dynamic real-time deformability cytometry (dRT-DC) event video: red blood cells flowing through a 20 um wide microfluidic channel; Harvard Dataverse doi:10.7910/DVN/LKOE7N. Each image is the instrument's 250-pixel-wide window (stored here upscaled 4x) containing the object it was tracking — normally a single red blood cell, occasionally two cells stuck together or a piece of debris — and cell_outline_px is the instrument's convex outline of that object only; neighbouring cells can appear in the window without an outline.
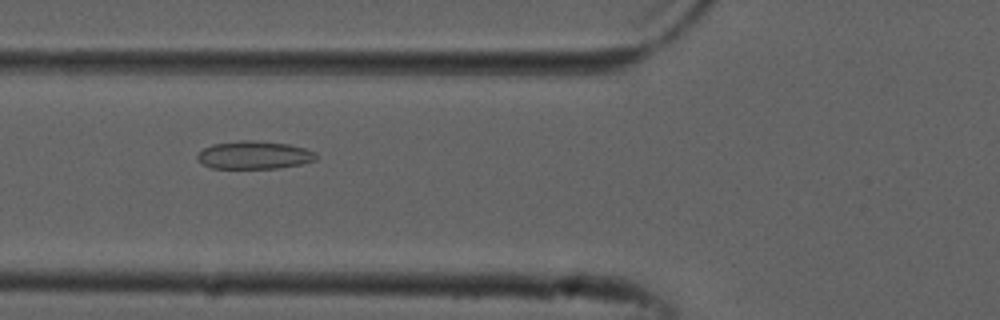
{"species": "common noctule bat (a hibernating species)", "species_latin": "Nyctalus noctula", "temperature_condition": "cold", "stored_images_in_passage": 53, "camera_frame_rate_fps": 3000, "um_per_image_px": 0.085, "animal": {"sex": "male", "forearm_length_mm": 52.5}, "frame": {"image": 1, "passage_image": 20, "time_ms": 6.333, "image_size_px": [1000, 320], "cell_outline_px": [[320, 156], [316, 160], [300, 164], [280, 168], [212, 168], [196, 160], [196, 156], [204, 148], [212, 144], [240, 140], [252, 140], [288, 144], [304, 148], [316, 152]], "centroid_in_image_um": [21.62, 13.18], "position_along_channel_um": 104.2, "area_um2": 19.42}}
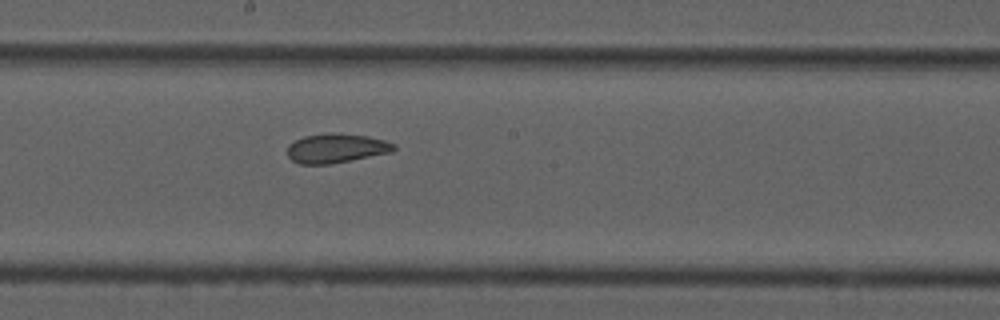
{"frame": {"image": 2, "passage_image": 29, "time_ms": 9.333, "image_size_px": [1000, 320], "cell_outline_px": [[396, 148], [392, 152], [332, 164], [300, 164], [292, 160], [288, 156], [288, 144], [304, 136], [332, 132], [368, 136], [384, 140], [396, 144]], "centroid_in_image_um": [28.59, 12.6], "position_along_channel_um": 219.6, "area_um2": 18.26}}
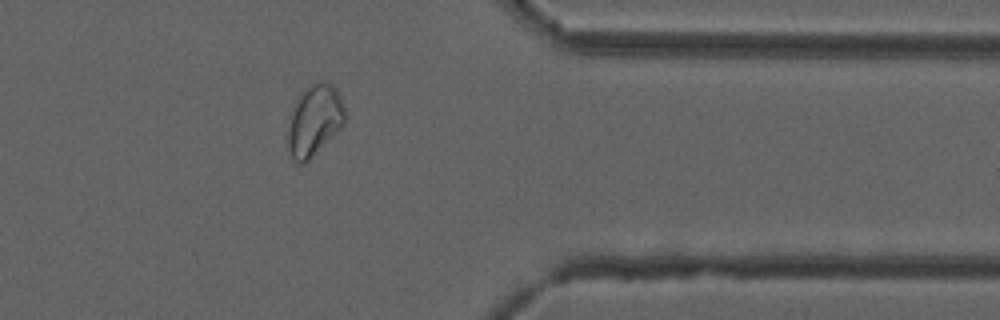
{"frame": {"image": 3, "passage_image": 43, "time_ms": 14.0, "image_size_px": [1000, 320], "cell_outline_px": [[348, 116], [344, 124], [304, 164], [296, 164], [288, 148], [284, 136], [288, 116], [296, 100], [308, 84], [316, 80], [320, 80], [332, 84], [336, 88]], "centroid_in_image_um": [26.67, 10.21], "position_along_channel_um": 384.7, "area_um2": 24.33}, "authors_computed_cell_mechanics": {"area_um2": 22.1374, "velocity_mm_per_s": 3.846, "shape_relaxation_time_tau1_ms": null, "shape_relaxation_time_tau2_ms": 2.57, "deformation_change_tau1": null, "deformation_change_tau2": 0.0764}}